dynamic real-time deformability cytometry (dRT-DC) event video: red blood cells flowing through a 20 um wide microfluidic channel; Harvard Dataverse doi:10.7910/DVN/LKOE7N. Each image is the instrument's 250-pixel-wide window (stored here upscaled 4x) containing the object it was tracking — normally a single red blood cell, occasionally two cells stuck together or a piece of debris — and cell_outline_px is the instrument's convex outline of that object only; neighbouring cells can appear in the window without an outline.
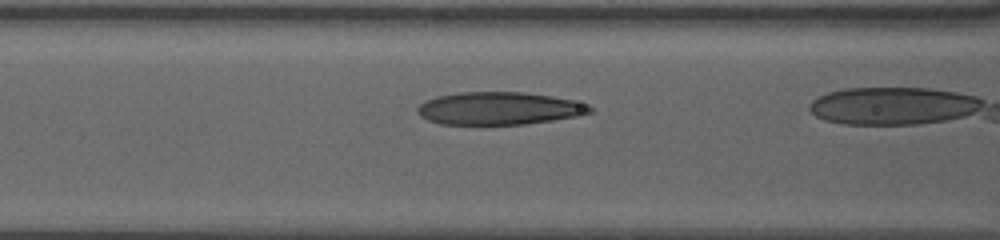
{"species": "human", "species_latin": "Homo sapiens", "temperature_condition": "warm", "stored_images_in_passage": 9, "camera_frame_rate_fps": 3000, "um_per_image_px": 0.085, "donor": {"sex": "female"}, "frame": {"image": 1, "passage_image": 4, "time_ms": 1.0, "image_size_px": [1000, 240], "cell_outline_px": [[592, 112], [576, 116], [552, 120], [524, 124], [440, 124], [428, 120], [420, 116], [416, 112], [416, 108], [424, 100], [436, 96], [460, 92], [524, 92], [552, 96], [572, 100], [588, 104], [592, 108]], "centroid_in_image_um": [42.38, 9.21], "position_along_channel_um": 124.2, "area_um2": 32.89}}
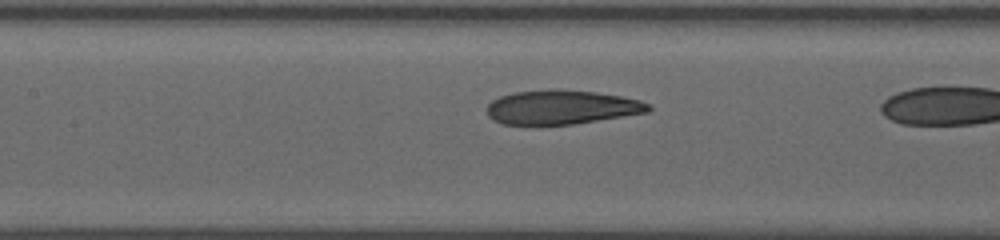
{"frame": {"image": 2, "passage_image": 7, "time_ms": 2.0, "image_size_px": [1000, 240], "cell_outline_px": [[652, 108], [648, 112], [572, 124], [504, 124], [488, 116], [488, 104], [492, 100], [500, 96], [516, 92], [596, 92], [620, 96], [640, 100], [648, 104]], "centroid_in_image_um": [47.76, 9.15], "position_along_channel_um": 159.6, "area_um2": 30.69}}